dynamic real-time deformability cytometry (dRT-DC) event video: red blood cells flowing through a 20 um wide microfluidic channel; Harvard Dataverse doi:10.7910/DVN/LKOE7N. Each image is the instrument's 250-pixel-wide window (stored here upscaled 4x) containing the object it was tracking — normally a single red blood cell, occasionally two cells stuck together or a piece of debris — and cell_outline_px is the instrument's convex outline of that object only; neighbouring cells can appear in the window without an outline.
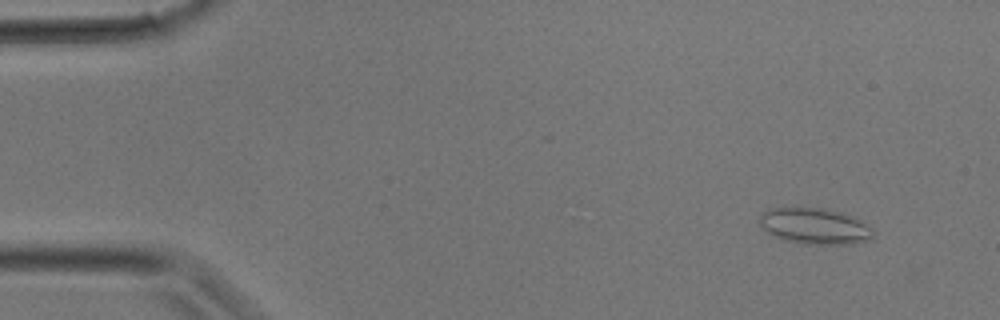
{"species": "common noctule bat (a hibernating species)", "species_latin": "Nyctalus noctula", "temperature_condition": "room temperature", "stored_images_in_passage": 32, "camera_frame_rate_fps": 3000, "um_per_image_px": 0.085, "animal": {"sex": "male", "body_mass_g": 17.9}, "frame": {"image": 1, "passage_image": 3, "time_ms": 0.667, "image_size_px": [1000, 320], "cell_outline_px": [[872, 240], [848, 244], [804, 244], [788, 240], [776, 236], [768, 232], [760, 224], [760, 216], [768, 208], [820, 208], [844, 212], [860, 220], [872, 228]], "centroid_in_image_um": [69.29, 19.22], "position_along_channel_um": 15.7, "area_um2": 23.64}}
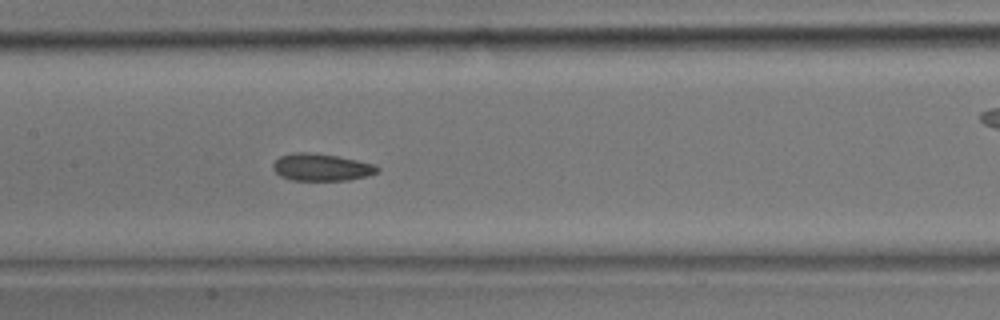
{"frame": {"image": 2, "passage_image": 15, "time_ms": 4.667, "image_size_px": [1000, 320], "cell_outline_px": [[380, 168], [376, 172], [368, 176], [348, 180], [292, 180], [280, 176], [272, 168], [272, 164], [280, 156], [292, 152], [308, 152], [336, 156], [376, 164]], "centroid_in_image_um": [27.31, 14.21], "position_along_channel_um": 180.1, "area_um2": 16.53}}
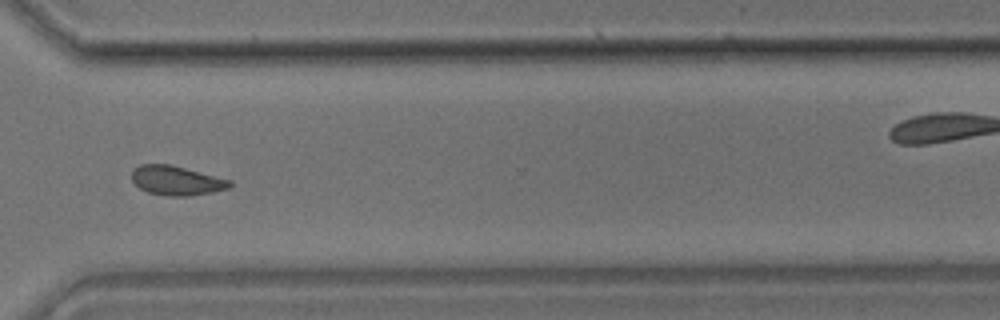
{"frame": {"image": 3, "passage_image": 23, "time_ms": 7.333, "image_size_px": [1000, 320], "cell_outline_px": [[232, 184], [228, 188], [212, 192], [188, 196], [168, 196], [148, 192], [140, 188], [132, 180], [132, 168], [140, 164], [168, 164], [232, 180]], "centroid_in_image_um": [14.98, 15.34], "position_along_channel_um": 355.6, "area_um2": 16.65}}